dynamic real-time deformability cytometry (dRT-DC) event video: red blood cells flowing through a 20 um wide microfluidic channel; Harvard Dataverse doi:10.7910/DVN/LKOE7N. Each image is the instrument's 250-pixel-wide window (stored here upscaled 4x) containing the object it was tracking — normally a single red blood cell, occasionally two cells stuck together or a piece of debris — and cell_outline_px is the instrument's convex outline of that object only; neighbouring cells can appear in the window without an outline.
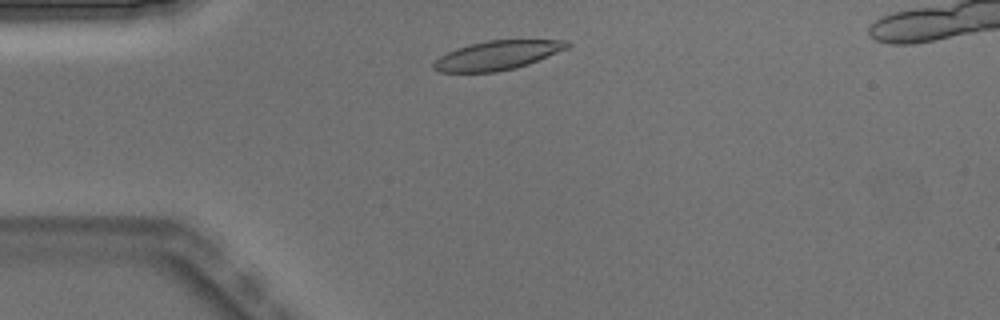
{"species": "Egyptian fruit bat (a non-hibernating species)", "species_latin": "Rousettus aegyptiacus", "temperature_condition": "warm", "stored_images_in_passage": 2, "camera_frame_rate_fps": 3000, "um_per_image_px": 0.085, "animal": {"sex": "male"}, "frame": {"image": 1, "passage_image": 1, "time_ms": 0.0, "image_size_px": [1000, 320], "cell_outline_px": [[572, 44], [568, 48], [528, 64], [516, 68], [496, 72], [440, 72], [432, 68], [432, 64], [440, 56], [456, 48], [488, 40], [568, 40]], "centroid_in_image_um": [42.28, 4.7], "position_along_channel_um": 42.7, "area_um2": 22.54}}